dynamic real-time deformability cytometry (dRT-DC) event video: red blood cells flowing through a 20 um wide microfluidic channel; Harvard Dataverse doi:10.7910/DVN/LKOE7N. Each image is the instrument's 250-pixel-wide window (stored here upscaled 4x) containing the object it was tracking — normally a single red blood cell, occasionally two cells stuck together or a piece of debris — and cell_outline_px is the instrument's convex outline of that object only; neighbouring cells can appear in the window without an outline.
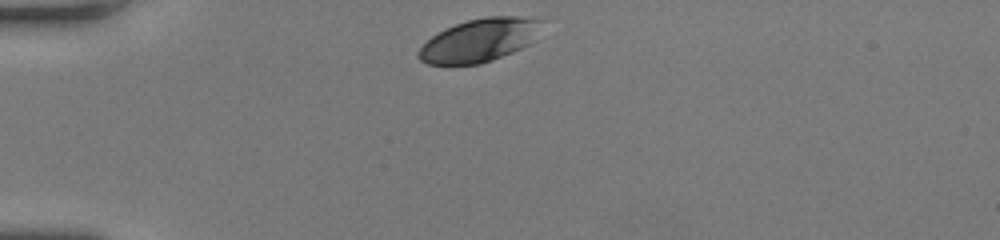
{"species": "human", "species_latin": "Homo sapiens", "temperature_condition": "room temperature", "stored_images_in_passage": 30, "camera_frame_rate_fps": 3000, "um_per_image_px": 0.085, "donor": {"sex": "female"}, "frame": {"image": 1, "passage_image": 1, "time_ms": 0.0, "image_size_px": [1000, 240], "cell_outline_px": [[544, 20], [528, 44], [512, 52], [492, 60], [480, 64], [428, 64], [420, 60], [416, 56], [420, 48], [432, 36], [444, 28], [468, 20], [488, 16], [520, 16]], "centroid_in_image_um": [40.71, 3.41], "position_along_channel_um": 44.3, "area_um2": 30.52}}
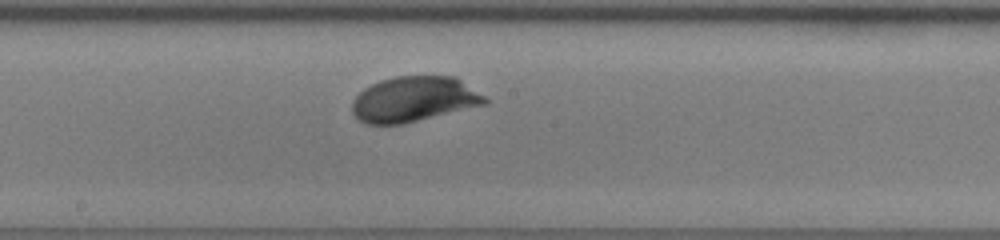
{"frame": {"image": 2, "passage_image": 16, "time_ms": 5.0, "image_size_px": [1000, 240], "cell_outline_px": [[488, 104], [404, 124], [364, 124], [352, 112], [352, 100], [364, 88], [380, 80], [396, 76], [456, 76], [484, 96], [488, 100]], "centroid_in_image_um": [35.19, 8.44], "position_along_channel_um": 213.0, "area_um2": 35.2}}
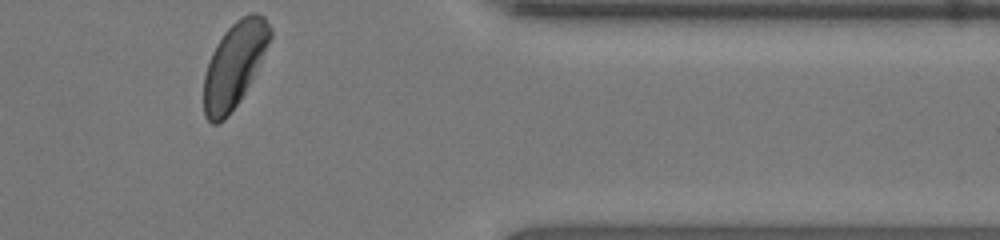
{"frame": {"image": 3, "passage_image": 30, "time_ms": 9.667, "image_size_px": [1000, 240], "cell_outline_px": [[272, 36], [240, 100], [228, 116], [224, 120], [216, 124], [212, 124], [204, 116], [204, 76], [212, 52], [216, 44], [224, 32], [240, 16], [252, 12], [256, 12], [264, 16], [272, 28]], "centroid_in_image_um": [19.9, 5.49], "position_along_channel_um": 391.5, "area_um2": 32.37}, "authors_computed_cell_mechanics": {"area_um2": 33.8419, "velocity_mm_per_s": 4.1427, "shape_relaxation_time_tau1_ms": 1.4978, "shape_relaxation_time_tau2_ms": null, "deformation_change_tau1": 0.099, "deformation_change_tau2": null}}